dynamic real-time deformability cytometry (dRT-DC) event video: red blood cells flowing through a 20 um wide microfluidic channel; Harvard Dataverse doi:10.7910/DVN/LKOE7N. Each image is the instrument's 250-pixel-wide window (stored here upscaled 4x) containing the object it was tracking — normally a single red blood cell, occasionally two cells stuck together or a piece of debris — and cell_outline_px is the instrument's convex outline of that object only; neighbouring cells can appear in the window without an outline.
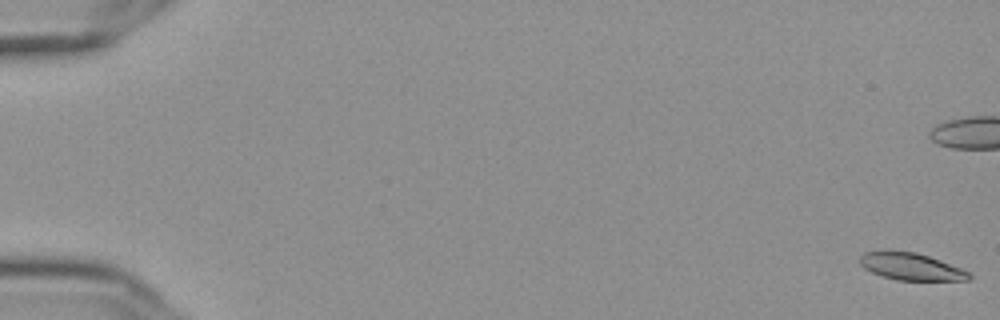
{"species": "Egyptian fruit bat (a non-hibernating species)", "species_latin": "Rousettus aegyptiacus", "temperature_condition": "cold", "stored_images_in_passage": 15, "camera_frame_rate_fps": 3000, "um_per_image_px": 0.085, "frame": {"image": 1, "passage_image": 1, "time_ms": 0.0, "image_size_px": [1000, 320], "cell_outline_px": [[972, 276], [968, 280], [896, 280], [872, 272], [864, 268], [860, 264], [860, 256], [864, 252], [916, 252], [928, 256], [960, 268], [968, 272]], "centroid_in_image_um": [77.44, 22.68], "position_along_channel_um": 7.6, "area_um2": 16.7}}